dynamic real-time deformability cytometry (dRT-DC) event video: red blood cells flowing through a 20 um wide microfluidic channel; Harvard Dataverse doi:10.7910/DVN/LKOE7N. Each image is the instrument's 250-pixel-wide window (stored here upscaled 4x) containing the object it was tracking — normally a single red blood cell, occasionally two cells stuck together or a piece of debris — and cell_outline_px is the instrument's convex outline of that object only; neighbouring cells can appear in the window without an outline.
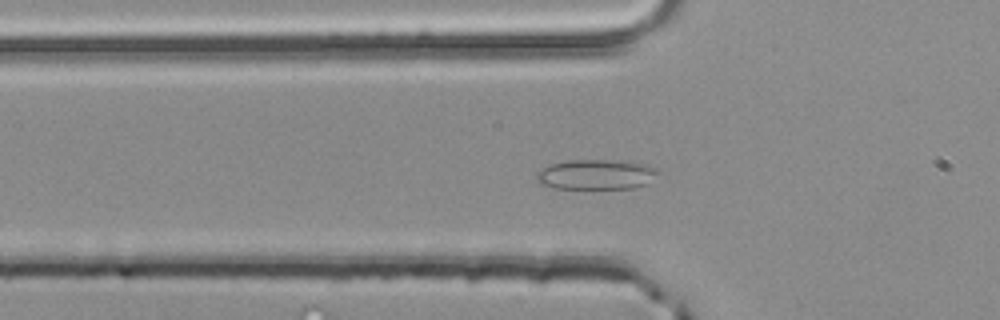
{"species": "common noctule bat (a hibernating species)", "species_latin": "Nyctalus noctula", "temperature_condition": "room temperature", "stored_images_in_passage": 51, "camera_frame_rate_fps": 3000, "um_per_image_px": 0.085, "animal": {"sex": "male", "body_mass_g": 20.4}, "frame": {"image": 1, "passage_image": 17, "time_ms": 5.333, "image_size_px": [1000, 320], "cell_outline_px": [[660, 172], [648, 184], [632, 188], [592, 192], [556, 188], [540, 184], [536, 180], [536, 172], [540, 168], [552, 164], [568, 160], [616, 160], [648, 164], [660, 168]], "centroid_in_image_um": [50.7, 14.88], "position_along_channel_um": 75.1, "area_um2": 22.66}}
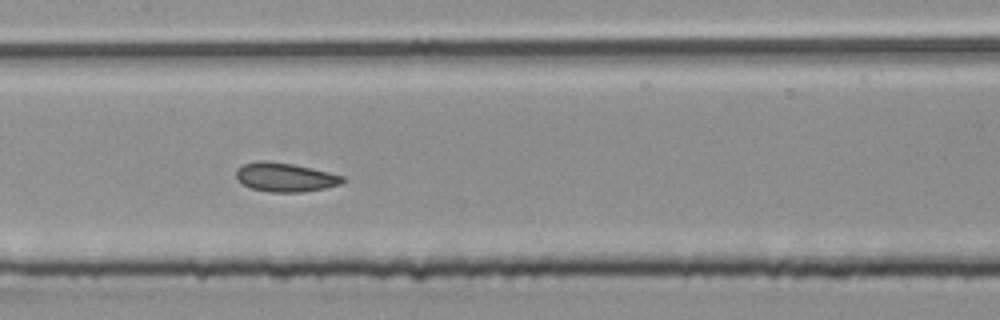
{"frame": {"image": 2, "passage_image": 25, "time_ms": 8.0, "image_size_px": [1000, 320], "cell_outline_px": [[348, 180], [340, 184], [324, 188], [304, 192], [268, 192], [252, 188], [244, 184], [236, 176], [236, 168], [244, 164], [256, 160], [264, 160], [292, 164], [312, 168], [344, 176]], "centroid_in_image_um": [24.26, 15.06], "position_along_channel_um": 183.1, "area_um2": 17.98}}
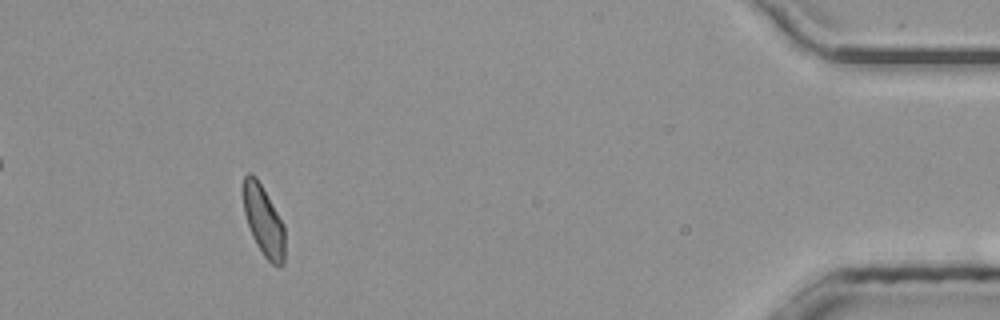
{"frame": {"image": 3, "passage_image": 47, "time_ms": 15.333, "image_size_px": [1000, 320], "cell_outline_px": [[284, 264], [280, 268], [276, 268], [264, 256], [256, 244], [252, 236], [244, 212], [244, 176], [248, 172], [256, 176], [284, 224]], "centroid_in_image_um": [22.42, 18.82], "position_along_channel_um": 412.8, "area_um2": 16.94}, "authors_computed_cell_mechanics": {"area_um2": 17.8024, "velocity_mm_per_s": 4.0313, "shape_relaxation_time_tau1_ms": null, "shape_relaxation_time_tau2_ms": 0.8707, "deformation_change_tau1": null, "deformation_change_tau2": 0.0746}}